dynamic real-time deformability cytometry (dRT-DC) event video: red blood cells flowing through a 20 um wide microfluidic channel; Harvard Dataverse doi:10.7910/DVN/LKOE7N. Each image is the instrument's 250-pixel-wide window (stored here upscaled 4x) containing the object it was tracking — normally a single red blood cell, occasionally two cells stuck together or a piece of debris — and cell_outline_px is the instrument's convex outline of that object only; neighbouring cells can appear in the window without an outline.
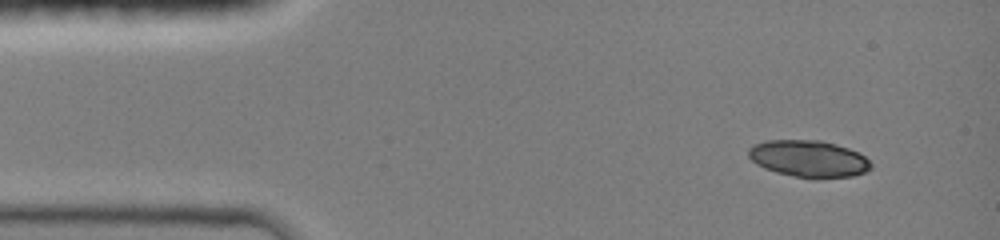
{"species": "common noctule bat (a hibernating species)", "species_latin": "Nyctalus noctula", "temperature_condition": "room temperature", "stored_images_in_passage": 6, "camera_frame_rate_fps": 3000, "um_per_image_px": 0.085, "animal": {"sex": "female", "body_mass_g": 19.0, "forearm_length_mm": 51.5}, "frame": {"image": 1, "passage_image": 1, "time_ms": 0.0, "image_size_px": [1000, 240], "cell_outline_px": [[872, 168], [864, 172], [852, 176], [796, 176], [776, 172], [764, 168], [756, 164], [748, 156], [748, 148], [756, 144], [768, 140], [820, 140], [848, 148], [864, 156], [872, 164]], "centroid_in_image_um": [68.71, 13.46], "position_along_channel_um": 16.3, "area_um2": 25.55}}